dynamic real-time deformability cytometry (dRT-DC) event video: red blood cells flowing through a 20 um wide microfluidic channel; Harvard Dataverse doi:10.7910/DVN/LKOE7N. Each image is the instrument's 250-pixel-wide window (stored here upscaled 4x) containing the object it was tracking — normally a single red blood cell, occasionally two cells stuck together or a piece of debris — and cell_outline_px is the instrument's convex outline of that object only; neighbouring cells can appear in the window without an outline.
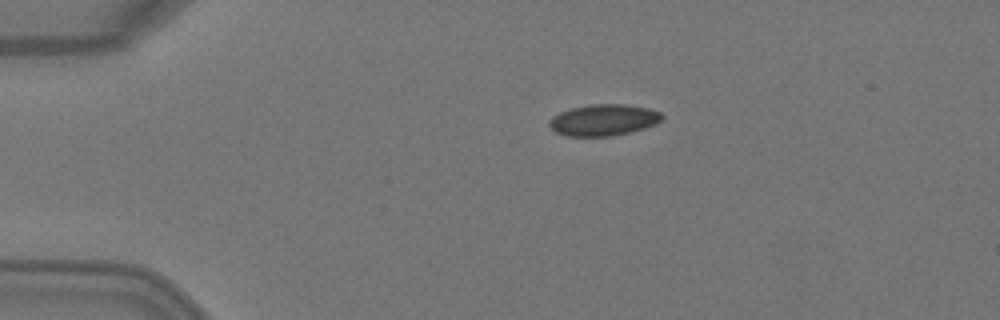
{"species": "Egyptian fruit bat (a non-hibernating species)", "species_latin": "Rousettus aegyptiacus", "temperature_condition": "warm", "stored_images_in_passage": 4, "camera_frame_rate_fps": 3000, "um_per_image_px": 0.085, "animal": {"sex": "female"}, "frame": {"image": 1, "passage_image": 4, "time_ms": 1.0, "image_size_px": [1000, 320], "cell_outline_px": [[664, 116], [656, 124], [644, 128], [612, 136], [568, 136], [556, 132], [548, 124], [548, 120], [552, 116], [560, 112], [572, 108], [588, 104], [624, 104], [648, 108], [660, 112]], "centroid_in_image_um": [51.28, 10.19], "position_along_channel_um": 33.7, "area_um2": 20.58}}